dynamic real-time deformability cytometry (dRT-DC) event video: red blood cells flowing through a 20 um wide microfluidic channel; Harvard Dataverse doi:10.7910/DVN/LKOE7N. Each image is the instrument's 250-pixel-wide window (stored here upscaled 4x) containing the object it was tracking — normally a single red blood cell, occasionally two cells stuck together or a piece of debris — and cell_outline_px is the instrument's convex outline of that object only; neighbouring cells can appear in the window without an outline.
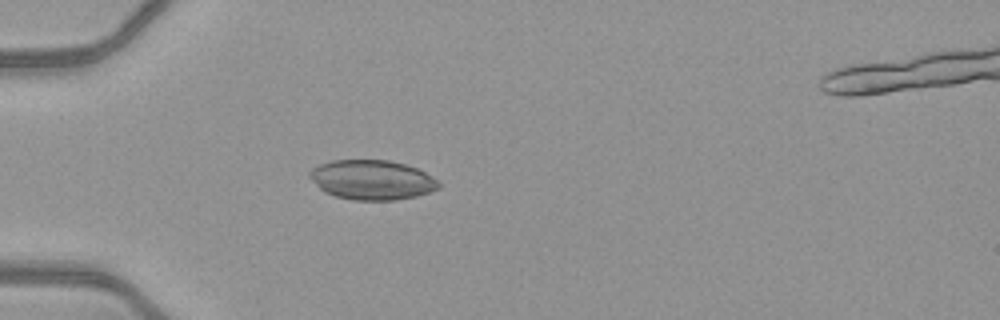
{"species": "common noctule bat (a hibernating species)", "species_latin": "Nyctalus noctula", "temperature_condition": "warm", "stored_images_in_passage": 36, "camera_frame_rate_fps": 3000, "um_per_image_px": 0.085, "animal": {"sex": "female", "body_mass_g": 21.9}, "frame": {"image": 1, "passage_image": 1, "time_ms": 0.0, "image_size_px": [1000, 320], "cell_outline_px": [[440, 188], [416, 196], [396, 200], [352, 200], [336, 196], [324, 192], [308, 176], [308, 172], [312, 168], [320, 164], [332, 160], [388, 160], [404, 164], [416, 168], [424, 172], [436, 180], [440, 184]], "centroid_in_image_um": [31.59, 15.29], "position_along_channel_um": 53.4, "area_um2": 29.71}}
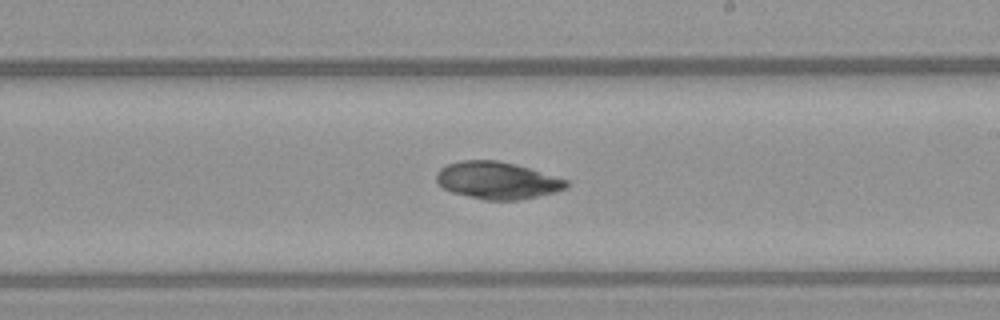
{"frame": {"image": 2, "passage_image": 16, "time_ms": 5.0, "image_size_px": [1000, 320], "cell_outline_px": [[568, 188], [556, 192], [520, 200], [484, 200], [452, 192], [444, 188], [436, 180], [436, 172], [440, 168], [448, 164], [464, 160], [496, 160], [516, 164], [568, 180]], "centroid_in_image_um": [42.28, 15.34], "position_along_channel_um": 246.7, "area_um2": 28.15}}
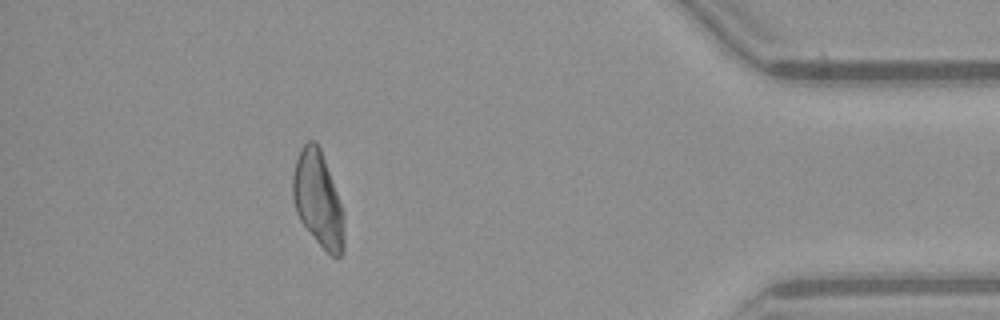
{"frame": {"image": 3, "passage_image": 31, "time_ms": 10.0, "image_size_px": [1000, 320], "cell_outline_px": [[344, 252], [340, 256], [332, 256], [316, 240], [300, 220], [296, 212], [292, 196], [292, 176], [296, 160], [300, 148], [308, 140], [316, 140], [320, 148], [344, 212]], "centroid_in_image_um": [27.03, 16.93], "position_along_channel_um": 408.2, "area_um2": 28.44}, "authors_computed_cell_mechanics": {"area_um2": 28.4376, "velocity_mm_per_s": 4.1325, "shape_relaxation_time_tau1_ms": null, "shape_relaxation_time_tau2_ms": 5.0371, "deformation_change_tau1": null, "deformation_change_tau2": 0.0548}}